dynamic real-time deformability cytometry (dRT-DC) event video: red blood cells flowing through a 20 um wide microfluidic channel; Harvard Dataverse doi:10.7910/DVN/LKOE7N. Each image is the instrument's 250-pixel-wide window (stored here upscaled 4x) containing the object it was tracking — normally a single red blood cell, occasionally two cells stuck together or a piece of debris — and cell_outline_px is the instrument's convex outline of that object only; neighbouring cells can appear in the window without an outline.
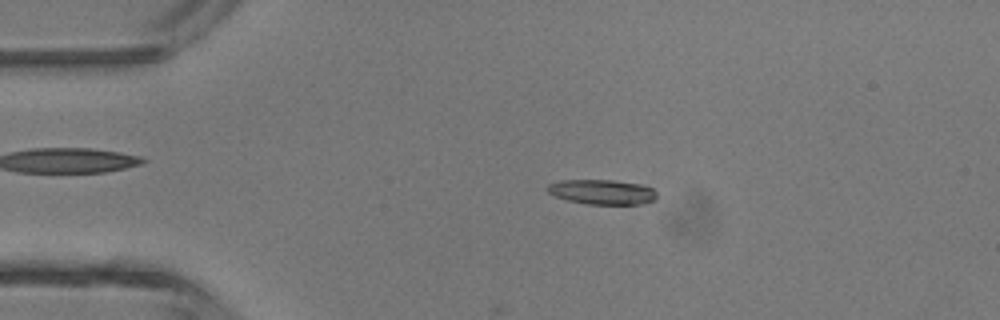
{"species": "common noctule bat (a hibernating species)", "species_latin": "Nyctalus noctula", "temperature_condition": "room temperature", "stored_images_in_passage": 36, "camera_frame_rate_fps": 3000, "um_per_image_px": 0.085, "animal": {"sex": "male", "body_mass_g": 13.3}, "frame": {"image": 1, "passage_image": 9, "time_ms": 2.667, "image_size_px": [1000, 320], "cell_outline_px": [[656, 200], [644, 204], [584, 204], [568, 200], [556, 196], [548, 192], [544, 188], [548, 184], [560, 180], [612, 180], [644, 184], [652, 188], [656, 192]], "centroid_in_image_um": [51.2, 16.31], "position_along_channel_um": 33.8, "area_um2": 16.07}}
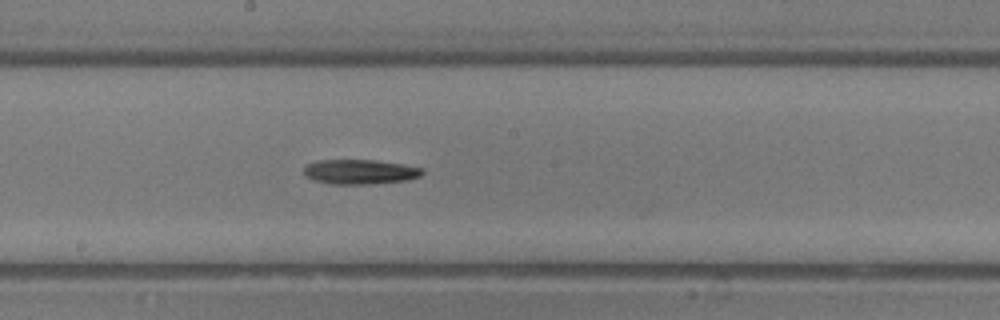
{"frame": {"image": 2, "passage_image": 24, "time_ms": 7.667, "image_size_px": [1000, 320], "cell_outline_px": [[424, 172], [420, 176], [408, 180], [368, 184], [332, 184], [316, 180], [304, 176], [304, 168], [308, 164], [316, 160], [376, 160], [404, 164], [424, 168]], "centroid_in_image_um": [30.63, 14.59], "position_along_channel_um": 217.6, "area_um2": 17.11}}
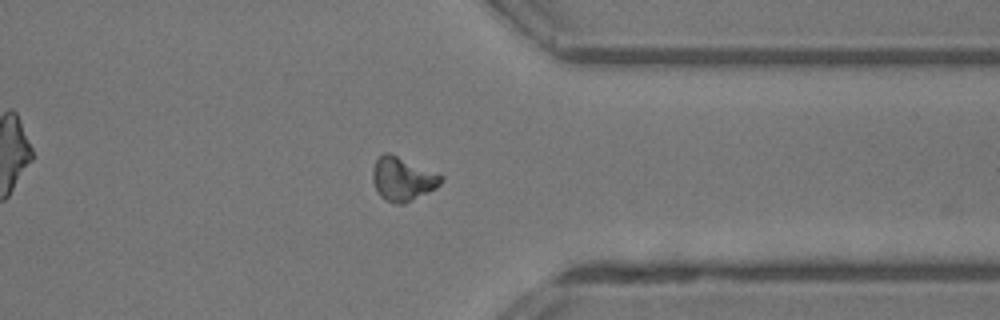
{"frame": {"image": 3, "passage_image": 35, "time_ms": 11.333, "image_size_px": [1000, 320], "cell_outline_px": [[444, 180], [436, 188], [404, 204], [396, 204], [384, 200], [380, 196], [372, 180], [372, 168], [376, 160], [384, 152], [388, 152], [440, 172], [444, 176]], "centroid_in_image_um": [34.25, 15.19], "position_along_channel_um": 377.1, "area_um2": 17.8}}